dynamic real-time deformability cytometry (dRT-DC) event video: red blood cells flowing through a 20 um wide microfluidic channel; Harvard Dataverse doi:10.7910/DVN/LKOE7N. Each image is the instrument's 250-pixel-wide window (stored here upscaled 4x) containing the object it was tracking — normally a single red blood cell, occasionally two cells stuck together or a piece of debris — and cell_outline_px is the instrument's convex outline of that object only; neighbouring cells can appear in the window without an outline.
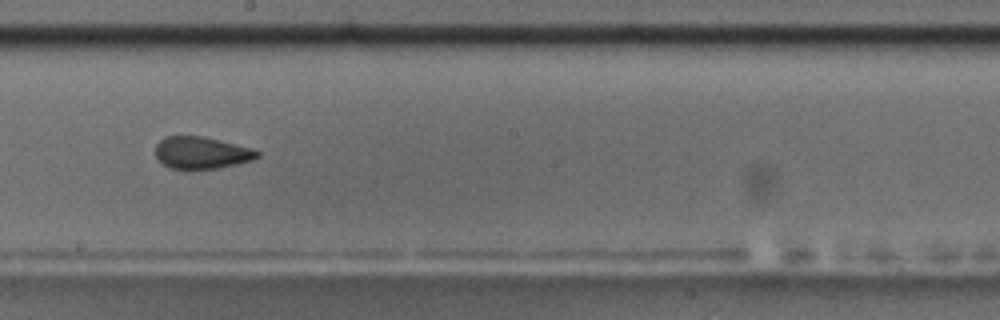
{"species": "common noctule bat (a hibernating species)", "species_latin": "Nyctalus noctula", "temperature_condition": "room temperature", "stored_images_in_passage": 17, "camera_frame_rate_fps": 3000, "um_per_image_px": 0.085, "animal": {"sex": "male", "body_mass_g": 17.5, "forearm_length_mm": 52.3}, "frame": {"image": 1, "passage_image": 10, "time_ms": 10.667, "image_size_px": [1000, 320], "cell_outline_px": [[260, 156], [252, 160], [236, 164], [216, 168], [168, 168], [156, 156], [156, 144], [164, 136], [204, 136], [252, 148], [260, 152]], "centroid_in_image_um": [17.14, 12.96], "position_along_channel_um": 231.1, "area_um2": 18.84}, "authors_computed_cell_mechanics": {"area_um2": 20.1144, "velocity_mm_per_s": 3.5225, "shape_relaxation_time_tau1_ms": 7.7489, "shape_relaxation_time_tau2_ms": 1.0396, "deformation_change_tau1": 0.1445, "deformation_change_tau2": 0.0494}}